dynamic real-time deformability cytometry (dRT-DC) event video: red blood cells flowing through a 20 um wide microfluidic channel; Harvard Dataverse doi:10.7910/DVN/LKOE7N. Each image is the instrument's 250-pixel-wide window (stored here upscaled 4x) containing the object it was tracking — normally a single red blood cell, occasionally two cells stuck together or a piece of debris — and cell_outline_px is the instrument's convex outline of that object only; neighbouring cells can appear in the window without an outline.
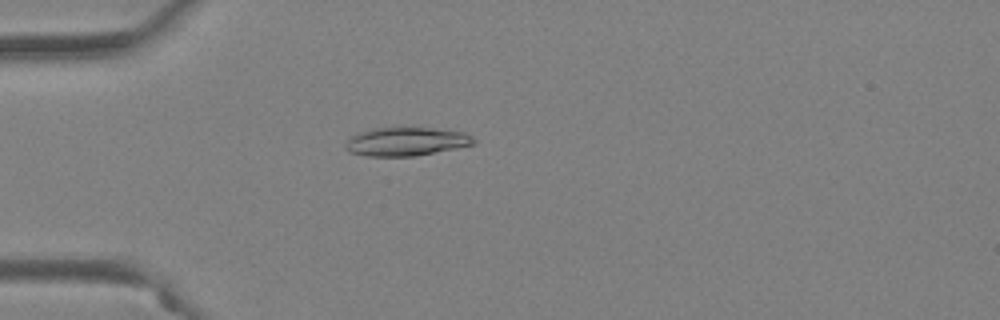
{"species": "Egyptian fruit bat (a non-hibernating species)", "species_latin": "Rousettus aegyptiacus", "temperature_condition": "warm", "stored_images_in_passage": 32, "camera_frame_rate_fps": 3000, "um_per_image_px": 0.085, "animal": {"sex": "female"}, "frame": {"image": 1, "passage_image": 3, "time_ms": 0.667, "image_size_px": [1000, 320], "cell_outline_px": [[476, 144], [416, 156], [364, 156], [348, 152], [344, 148], [344, 144], [352, 136], [360, 132], [372, 128], [432, 128], [464, 132], [472, 136], [476, 140]], "centroid_in_image_um": [34.52, 12.04], "position_along_channel_um": 50.5, "area_um2": 21.39}}
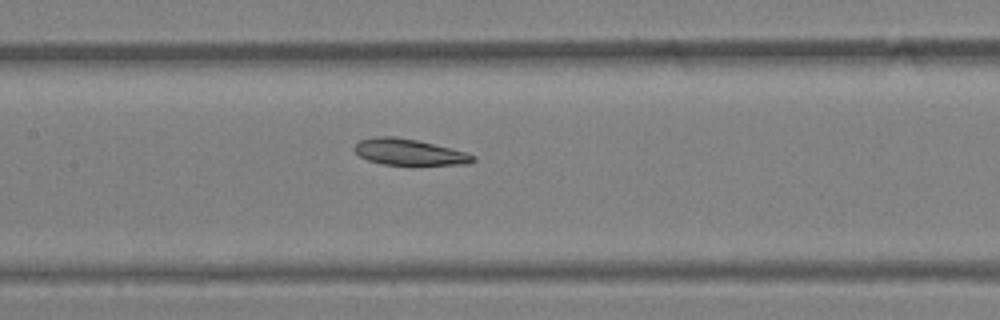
{"frame": {"image": 2, "passage_image": 13, "time_ms": 4.0, "image_size_px": [1000, 320], "cell_outline_px": [[476, 160], [468, 164], [384, 164], [368, 160], [360, 156], [352, 148], [360, 140], [376, 136], [396, 136], [416, 140], [464, 152], [476, 156]], "centroid_in_image_um": [34.74, 12.92], "position_along_channel_um": 172.7, "area_um2": 17.69}}
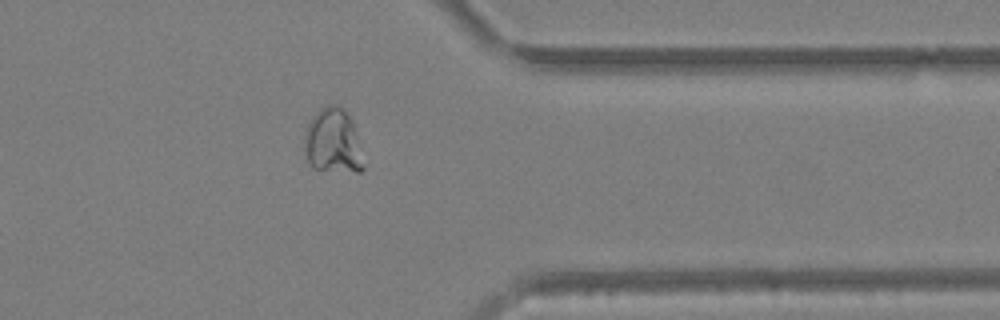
{"frame": {"image": 3, "passage_image": 29, "time_ms": 9.333, "image_size_px": [1000, 320], "cell_outline_px": [[364, 168], [360, 172], [356, 172], [312, 168], [308, 160], [304, 148], [304, 136], [308, 124], [312, 116], [320, 108], [328, 104], [340, 104], [344, 108], [352, 120]], "centroid_in_image_um": [28.27, 11.97], "position_along_channel_um": 383.1, "area_um2": 22.14}, "authors_computed_cell_mechanics": {"area_um2": 19.0162, "velocity_mm_per_s": 4.1001, "shape_relaxation_time_tau1_ms": null, "shape_relaxation_time_tau2_ms": 1.6537, "deformation_change_tau1": null, "deformation_change_tau2": 0.0733}}